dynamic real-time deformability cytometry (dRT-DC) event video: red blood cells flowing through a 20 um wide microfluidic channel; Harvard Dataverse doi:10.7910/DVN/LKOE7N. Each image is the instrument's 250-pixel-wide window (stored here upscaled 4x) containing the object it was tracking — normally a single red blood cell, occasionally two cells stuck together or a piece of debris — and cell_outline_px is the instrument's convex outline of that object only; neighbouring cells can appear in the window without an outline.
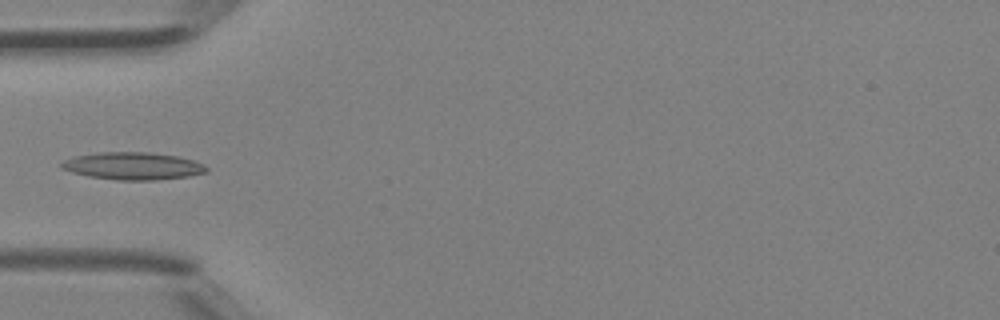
{"species": "Egyptian fruit bat (a non-hibernating species)", "species_latin": "Rousettus aegyptiacus", "temperature_condition": "room temperature", "stored_images_in_passage": 6, "camera_frame_rate_fps": 3000, "um_per_image_px": 0.085, "animal": {"sex": "female"}, "frame": {"image": 1, "passage_image": 5, "time_ms": 1.333, "image_size_px": [1000, 320], "cell_outline_px": [[208, 172], [188, 176], [156, 180], [116, 180], [88, 176], [72, 172], [60, 168], [60, 164], [64, 160], [76, 156], [96, 152], [148, 152], [176, 156], [192, 160], [208, 168]], "centroid_in_image_um": [11.26, 14.11], "position_along_channel_um": 73.7, "area_um2": 23.06}}
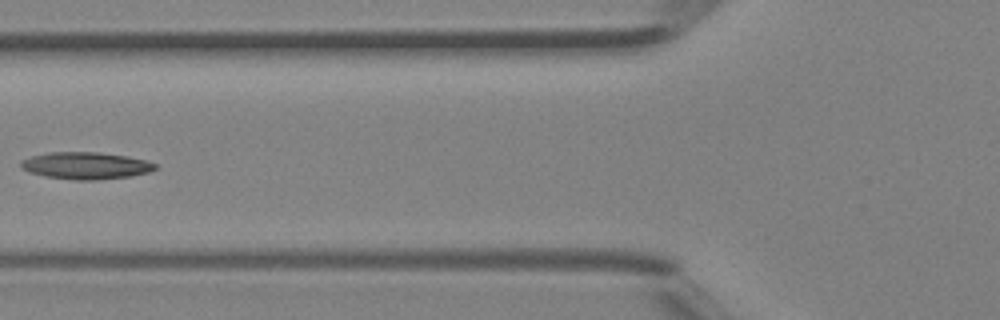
{"frame": {"image": 2, "passage_image": 6, "time_ms": 1.667, "image_size_px": [1000, 320], "cell_outline_px": [[156, 168], [148, 172], [132, 176], [96, 180], [76, 180], [44, 176], [28, 172], [20, 168], [20, 160], [32, 156], [52, 152], [96, 152], [128, 156], [148, 160], [156, 164]], "centroid_in_image_um": [7.28, 14.08], "position_along_channel_um": 118.5, "area_um2": 21.27}}